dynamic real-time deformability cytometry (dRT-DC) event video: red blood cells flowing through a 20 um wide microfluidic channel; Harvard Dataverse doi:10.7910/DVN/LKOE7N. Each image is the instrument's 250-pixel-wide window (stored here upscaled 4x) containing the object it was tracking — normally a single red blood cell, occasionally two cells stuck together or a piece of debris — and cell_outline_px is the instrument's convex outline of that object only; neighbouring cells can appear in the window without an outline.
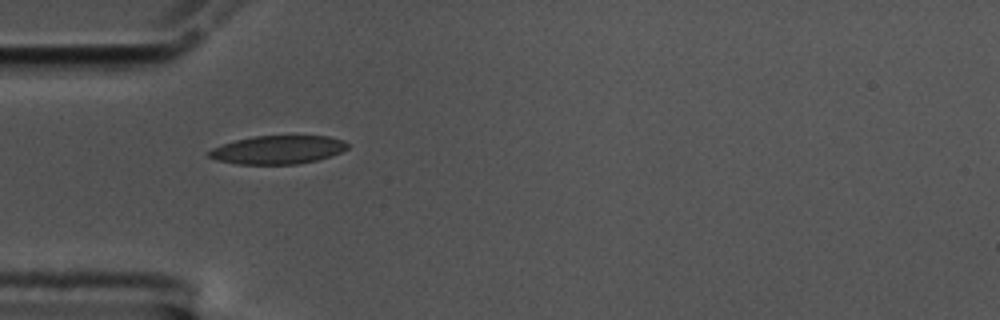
{"species": "common noctule bat (a hibernating species)", "species_latin": "Nyctalus noctula", "temperature_condition": "cold", "stored_images_in_passage": 34, "camera_frame_rate_fps": 3000, "um_per_image_px": 0.085, "animal": {"sex": "male", "body_mass_g": 17.5, "forearm_length_mm": 52.3}, "frame": {"image": 1, "passage_image": 1, "time_ms": 0.0, "image_size_px": [1000, 320], "cell_outline_px": [[348, 148], [340, 152], [316, 160], [300, 164], [236, 164], [216, 160], [208, 156], [208, 152], [212, 148], [236, 140], [256, 136], [328, 136], [344, 140], [348, 144]], "centroid_in_image_um": [23.61, 12.73], "position_along_channel_um": 61.4, "area_um2": 22.77}}
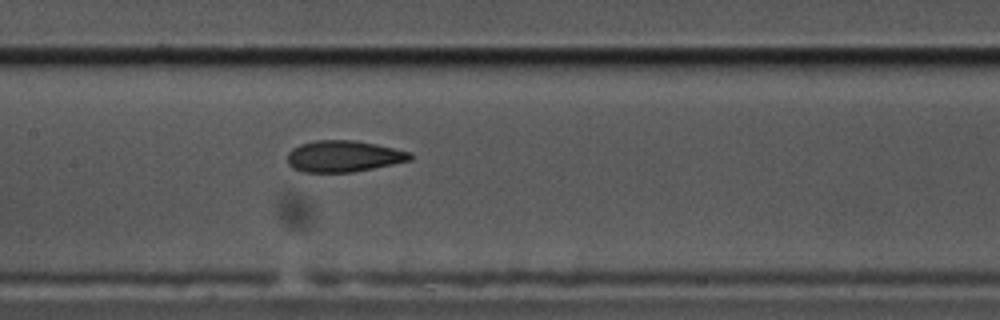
{"frame": {"image": 2, "passage_image": 11, "time_ms": 3.333, "image_size_px": [1000, 320], "cell_outline_px": [[412, 160], [352, 172], [304, 172], [292, 168], [288, 164], [288, 152], [292, 148], [300, 144], [312, 140], [356, 140], [376, 144], [412, 152]], "centroid_in_image_um": [29.19, 13.27], "position_along_channel_um": 178.2, "area_um2": 22.54}}
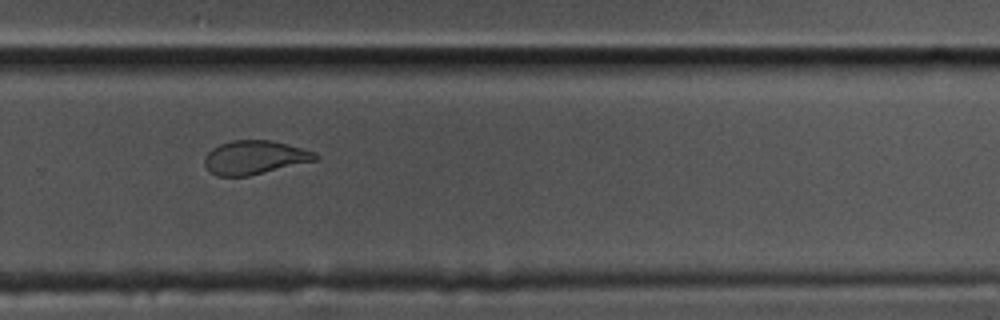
{"frame": {"image": 3, "passage_image": 22, "time_ms": 7.0, "image_size_px": [1000, 320], "cell_outline_px": [[320, 156], [316, 160], [248, 176], [216, 176], [204, 164], [204, 156], [212, 148], [220, 144], [232, 140], [272, 140], [316, 152]], "centroid_in_image_um": [21.64, 13.37], "position_along_channel_um": 308.2, "area_um2": 21.68}, "authors_computed_cell_mechanics": {"area_um2": 22.6576, "velocity_mm_per_s": 3.5526, "shape_relaxation_time_tau1_ms": null, "shape_relaxation_time_tau2_ms": 1.9726, "deformation_change_tau1": null, "deformation_change_tau2": 0.0914}}